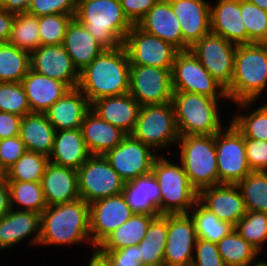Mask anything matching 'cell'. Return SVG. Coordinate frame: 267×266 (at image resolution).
<instances>
[{"instance_id":"14","label":"cell","mask_w":267,"mask_h":266,"mask_svg":"<svg viewBox=\"0 0 267 266\" xmlns=\"http://www.w3.org/2000/svg\"><path fill=\"white\" fill-rule=\"evenodd\" d=\"M173 92L170 69L130 65L129 94L141 106L169 103Z\"/></svg>"},{"instance_id":"44","label":"cell","mask_w":267,"mask_h":266,"mask_svg":"<svg viewBox=\"0 0 267 266\" xmlns=\"http://www.w3.org/2000/svg\"><path fill=\"white\" fill-rule=\"evenodd\" d=\"M241 16L246 28V44L267 43V11L241 0Z\"/></svg>"},{"instance_id":"49","label":"cell","mask_w":267,"mask_h":266,"mask_svg":"<svg viewBox=\"0 0 267 266\" xmlns=\"http://www.w3.org/2000/svg\"><path fill=\"white\" fill-rule=\"evenodd\" d=\"M26 151L19 135L0 140V173H5Z\"/></svg>"},{"instance_id":"55","label":"cell","mask_w":267,"mask_h":266,"mask_svg":"<svg viewBox=\"0 0 267 266\" xmlns=\"http://www.w3.org/2000/svg\"><path fill=\"white\" fill-rule=\"evenodd\" d=\"M8 180L5 173H0V218L10 211Z\"/></svg>"},{"instance_id":"53","label":"cell","mask_w":267,"mask_h":266,"mask_svg":"<svg viewBox=\"0 0 267 266\" xmlns=\"http://www.w3.org/2000/svg\"><path fill=\"white\" fill-rule=\"evenodd\" d=\"M21 120V116L0 111V140L18 136Z\"/></svg>"},{"instance_id":"52","label":"cell","mask_w":267,"mask_h":266,"mask_svg":"<svg viewBox=\"0 0 267 266\" xmlns=\"http://www.w3.org/2000/svg\"><path fill=\"white\" fill-rule=\"evenodd\" d=\"M159 0H120L124 15L137 24Z\"/></svg>"},{"instance_id":"32","label":"cell","mask_w":267,"mask_h":266,"mask_svg":"<svg viewBox=\"0 0 267 266\" xmlns=\"http://www.w3.org/2000/svg\"><path fill=\"white\" fill-rule=\"evenodd\" d=\"M56 129L48 121L45 113H29L22 117L20 125V139L27 151L41 153L49 157L55 137Z\"/></svg>"},{"instance_id":"24","label":"cell","mask_w":267,"mask_h":266,"mask_svg":"<svg viewBox=\"0 0 267 266\" xmlns=\"http://www.w3.org/2000/svg\"><path fill=\"white\" fill-rule=\"evenodd\" d=\"M211 32L235 45L246 44L241 0H217L210 5Z\"/></svg>"},{"instance_id":"48","label":"cell","mask_w":267,"mask_h":266,"mask_svg":"<svg viewBox=\"0 0 267 266\" xmlns=\"http://www.w3.org/2000/svg\"><path fill=\"white\" fill-rule=\"evenodd\" d=\"M191 266H226L216 243L198 238Z\"/></svg>"},{"instance_id":"2","label":"cell","mask_w":267,"mask_h":266,"mask_svg":"<svg viewBox=\"0 0 267 266\" xmlns=\"http://www.w3.org/2000/svg\"><path fill=\"white\" fill-rule=\"evenodd\" d=\"M266 88L267 43L237 45L232 81L225 89L228 102L248 109Z\"/></svg>"},{"instance_id":"56","label":"cell","mask_w":267,"mask_h":266,"mask_svg":"<svg viewBox=\"0 0 267 266\" xmlns=\"http://www.w3.org/2000/svg\"><path fill=\"white\" fill-rule=\"evenodd\" d=\"M32 0H0V6L13 14L26 13Z\"/></svg>"},{"instance_id":"51","label":"cell","mask_w":267,"mask_h":266,"mask_svg":"<svg viewBox=\"0 0 267 266\" xmlns=\"http://www.w3.org/2000/svg\"><path fill=\"white\" fill-rule=\"evenodd\" d=\"M110 261L112 266H140L139 244L117 250H99Z\"/></svg>"},{"instance_id":"10","label":"cell","mask_w":267,"mask_h":266,"mask_svg":"<svg viewBox=\"0 0 267 266\" xmlns=\"http://www.w3.org/2000/svg\"><path fill=\"white\" fill-rule=\"evenodd\" d=\"M171 78L173 91L228 98L225 88L208 73L190 49L177 52Z\"/></svg>"},{"instance_id":"20","label":"cell","mask_w":267,"mask_h":266,"mask_svg":"<svg viewBox=\"0 0 267 266\" xmlns=\"http://www.w3.org/2000/svg\"><path fill=\"white\" fill-rule=\"evenodd\" d=\"M198 201L219 220L234 227L247 212L237 185L220 184L205 188L198 193Z\"/></svg>"},{"instance_id":"17","label":"cell","mask_w":267,"mask_h":266,"mask_svg":"<svg viewBox=\"0 0 267 266\" xmlns=\"http://www.w3.org/2000/svg\"><path fill=\"white\" fill-rule=\"evenodd\" d=\"M133 214L122 193L102 198L89 204L92 248L95 249L108 235L125 223Z\"/></svg>"},{"instance_id":"54","label":"cell","mask_w":267,"mask_h":266,"mask_svg":"<svg viewBox=\"0 0 267 266\" xmlns=\"http://www.w3.org/2000/svg\"><path fill=\"white\" fill-rule=\"evenodd\" d=\"M14 19L15 14L5 11L0 6V43L9 40Z\"/></svg>"},{"instance_id":"6","label":"cell","mask_w":267,"mask_h":266,"mask_svg":"<svg viewBox=\"0 0 267 266\" xmlns=\"http://www.w3.org/2000/svg\"><path fill=\"white\" fill-rule=\"evenodd\" d=\"M164 155L157 156L152 173L159 185L161 195L160 214H188L198 201V192L192 187L181 162L173 163Z\"/></svg>"},{"instance_id":"5","label":"cell","mask_w":267,"mask_h":266,"mask_svg":"<svg viewBox=\"0 0 267 266\" xmlns=\"http://www.w3.org/2000/svg\"><path fill=\"white\" fill-rule=\"evenodd\" d=\"M228 98H211L205 95L174 91L172 105L180 136L215 135L222 128L220 102Z\"/></svg>"},{"instance_id":"22","label":"cell","mask_w":267,"mask_h":266,"mask_svg":"<svg viewBox=\"0 0 267 266\" xmlns=\"http://www.w3.org/2000/svg\"><path fill=\"white\" fill-rule=\"evenodd\" d=\"M47 206L69 203L80 199L76 170L49 162L41 179Z\"/></svg>"},{"instance_id":"39","label":"cell","mask_w":267,"mask_h":266,"mask_svg":"<svg viewBox=\"0 0 267 266\" xmlns=\"http://www.w3.org/2000/svg\"><path fill=\"white\" fill-rule=\"evenodd\" d=\"M237 186L247 211L267 214V172L252 171Z\"/></svg>"},{"instance_id":"57","label":"cell","mask_w":267,"mask_h":266,"mask_svg":"<svg viewBox=\"0 0 267 266\" xmlns=\"http://www.w3.org/2000/svg\"><path fill=\"white\" fill-rule=\"evenodd\" d=\"M259 8L267 11V0H248Z\"/></svg>"},{"instance_id":"58","label":"cell","mask_w":267,"mask_h":266,"mask_svg":"<svg viewBox=\"0 0 267 266\" xmlns=\"http://www.w3.org/2000/svg\"><path fill=\"white\" fill-rule=\"evenodd\" d=\"M253 266H267V262L262 259V261H257Z\"/></svg>"},{"instance_id":"18","label":"cell","mask_w":267,"mask_h":266,"mask_svg":"<svg viewBox=\"0 0 267 266\" xmlns=\"http://www.w3.org/2000/svg\"><path fill=\"white\" fill-rule=\"evenodd\" d=\"M30 64L33 71L59 80L70 89L78 87L79 72L63 45H40L30 53Z\"/></svg>"},{"instance_id":"34","label":"cell","mask_w":267,"mask_h":266,"mask_svg":"<svg viewBox=\"0 0 267 266\" xmlns=\"http://www.w3.org/2000/svg\"><path fill=\"white\" fill-rule=\"evenodd\" d=\"M166 240L167 214H160L152 219L144 238L139 243L141 264L164 266Z\"/></svg>"},{"instance_id":"11","label":"cell","mask_w":267,"mask_h":266,"mask_svg":"<svg viewBox=\"0 0 267 266\" xmlns=\"http://www.w3.org/2000/svg\"><path fill=\"white\" fill-rule=\"evenodd\" d=\"M80 198L88 204L121 194L125 181L103 155H91L77 170Z\"/></svg>"},{"instance_id":"37","label":"cell","mask_w":267,"mask_h":266,"mask_svg":"<svg viewBox=\"0 0 267 266\" xmlns=\"http://www.w3.org/2000/svg\"><path fill=\"white\" fill-rule=\"evenodd\" d=\"M30 69L29 52L8 42L0 43V82H21Z\"/></svg>"},{"instance_id":"30","label":"cell","mask_w":267,"mask_h":266,"mask_svg":"<svg viewBox=\"0 0 267 266\" xmlns=\"http://www.w3.org/2000/svg\"><path fill=\"white\" fill-rule=\"evenodd\" d=\"M90 156L80 128L56 131L49 162L77 171Z\"/></svg>"},{"instance_id":"45","label":"cell","mask_w":267,"mask_h":266,"mask_svg":"<svg viewBox=\"0 0 267 266\" xmlns=\"http://www.w3.org/2000/svg\"><path fill=\"white\" fill-rule=\"evenodd\" d=\"M73 18L64 14L38 17L40 45H62L67 26Z\"/></svg>"},{"instance_id":"27","label":"cell","mask_w":267,"mask_h":266,"mask_svg":"<svg viewBox=\"0 0 267 266\" xmlns=\"http://www.w3.org/2000/svg\"><path fill=\"white\" fill-rule=\"evenodd\" d=\"M145 32L182 50V31L168 0H159L137 23Z\"/></svg>"},{"instance_id":"47","label":"cell","mask_w":267,"mask_h":266,"mask_svg":"<svg viewBox=\"0 0 267 266\" xmlns=\"http://www.w3.org/2000/svg\"><path fill=\"white\" fill-rule=\"evenodd\" d=\"M76 9L75 0H32L26 13L37 17L64 14L75 18Z\"/></svg>"},{"instance_id":"7","label":"cell","mask_w":267,"mask_h":266,"mask_svg":"<svg viewBox=\"0 0 267 266\" xmlns=\"http://www.w3.org/2000/svg\"><path fill=\"white\" fill-rule=\"evenodd\" d=\"M180 161L190 184L199 193L219 185L215 135L180 136Z\"/></svg>"},{"instance_id":"31","label":"cell","mask_w":267,"mask_h":266,"mask_svg":"<svg viewBox=\"0 0 267 266\" xmlns=\"http://www.w3.org/2000/svg\"><path fill=\"white\" fill-rule=\"evenodd\" d=\"M122 194L134 214L159 215L161 191L152 172L125 182Z\"/></svg>"},{"instance_id":"36","label":"cell","mask_w":267,"mask_h":266,"mask_svg":"<svg viewBox=\"0 0 267 266\" xmlns=\"http://www.w3.org/2000/svg\"><path fill=\"white\" fill-rule=\"evenodd\" d=\"M8 186L12 209L41 214L47 208L41 181H8Z\"/></svg>"},{"instance_id":"4","label":"cell","mask_w":267,"mask_h":266,"mask_svg":"<svg viewBox=\"0 0 267 266\" xmlns=\"http://www.w3.org/2000/svg\"><path fill=\"white\" fill-rule=\"evenodd\" d=\"M75 18L105 49L123 45L133 26L120 0H83L77 4Z\"/></svg>"},{"instance_id":"19","label":"cell","mask_w":267,"mask_h":266,"mask_svg":"<svg viewBox=\"0 0 267 266\" xmlns=\"http://www.w3.org/2000/svg\"><path fill=\"white\" fill-rule=\"evenodd\" d=\"M182 31V50H188L211 32L210 5L207 0H168Z\"/></svg>"},{"instance_id":"59","label":"cell","mask_w":267,"mask_h":266,"mask_svg":"<svg viewBox=\"0 0 267 266\" xmlns=\"http://www.w3.org/2000/svg\"><path fill=\"white\" fill-rule=\"evenodd\" d=\"M81 1H83V0H75L76 4H78V3L81 2Z\"/></svg>"},{"instance_id":"40","label":"cell","mask_w":267,"mask_h":266,"mask_svg":"<svg viewBox=\"0 0 267 266\" xmlns=\"http://www.w3.org/2000/svg\"><path fill=\"white\" fill-rule=\"evenodd\" d=\"M49 157L41 153L26 151L6 172L8 181H41Z\"/></svg>"},{"instance_id":"29","label":"cell","mask_w":267,"mask_h":266,"mask_svg":"<svg viewBox=\"0 0 267 266\" xmlns=\"http://www.w3.org/2000/svg\"><path fill=\"white\" fill-rule=\"evenodd\" d=\"M62 45L78 72L105 50L76 18L68 24Z\"/></svg>"},{"instance_id":"1","label":"cell","mask_w":267,"mask_h":266,"mask_svg":"<svg viewBox=\"0 0 267 266\" xmlns=\"http://www.w3.org/2000/svg\"><path fill=\"white\" fill-rule=\"evenodd\" d=\"M130 61L124 45L105 49L79 72L78 88L89 103L129 93Z\"/></svg>"},{"instance_id":"26","label":"cell","mask_w":267,"mask_h":266,"mask_svg":"<svg viewBox=\"0 0 267 266\" xmlns=\"http://www.w3.org/2000/svg\"><path fill=\"white\" fill-rule=\"evenodd\" d=\"M80 129L91 155H104L127 136L120 128L103 120L91 109L85 114Z\"/></svg>"},{"instance_id":"43","label":"cell","mask_w":267,"mask_h":266,"mask_svg":"<svg viewBox=\"0 0 267 266\" xmlns=\"http://www.w3.org/2000/svg\"><path fill=\"white\" fill-rule=\"evenodd\" d=\"M237 112L231 119L245 139L267 141V102L259 105L252 113Z\"/></svg>"},{"instance_id":"35","label":"cell","mask_w":267,"mask_h":266,"mask_svg":"<svg viewBox=\"0 0 267 266\" xmlns=\"http://www.w3.org/2000/svg\"><path fill=\"white\" fill-rule=\"evenodd\" d=\"M217 247L226 266H253L261 254L235 229L223 237Z\"/></svg>"},{"instance_id":"8","label":"cell","mask_w":267,"mask_h":266,"mask_svg":"<svg viewBox=\"0 0 267 266\" xmlns=\"http://www.w3.org/2000/svg\"><path fill=\"white\" fill-rule=\"evenodd\" d=\"M130 135L155 153L160 149L176 146L180 135L172 102L141 106L134 130Z\"/></svg>"},{"instance_id":"21","label":"cell","mask_w":267,"mask_h":266,"mask_svg":"<svg viewBox=\"0 0 267 266\" xmlns=\"http://www.w3.org/2000/svg\"><path fill=\"white\" fill-rule=\"evenodd\" d=\"M41 214L33 211H10L0 218V251L11 249L25 239L32 245H39ZM11 247V248H10Z\"/></svg>"},{"instance_id":"42","label":"cell","mask_w":267,"mask_h":266,"mask_svg":"<svg viewBox=\"0 0 267 266\" xmlns=\"http://www.w3.org/2000/svg\"><path fill=\"white\" fill-rule=\"evenodd\" d=\"M234 229L249 244L260 253L263 252L267 242V214L256 211H247L238 221Z\"/></svg>"},{"instance_id":"60","label":"cell","mask_w":267,"mask_h":266,"mask_svg":"<svg viewBox=\"0 0 267 266\" xmlns=\"http://www.w3.org/2000/svg\"><path fill=\"white\" fill-rule=\"evenodd\" d=\"M140 266H154V265L141 264Z\"/></svg>"},{"instance_id":"46","label":"cell","mask_w":267,"mask_h":266,"mask_svg":"<svg viewBox=\"0 0 267 266\" xmlns=\"http://www.w3.org/2000/svg\"><path fill=\"white\" fill-rule=\"evenodd\" d=\"M0 111L21 117L31 113L21 82H0Z\"/></svg>"},{"instance_id":"12","label":"cell","mask_w":267,"mask_h":266,"mask_svg":"<svg viewBox=\"0 0 267 266\" xmlns=\"http://www.w3.org/2000/svg\"><path fill=\"white\" fill-rule=\"evenodd\" d=\"M130 65L152 66L172 69L179 51L171 43L149 34L133 24L123 43Z\"/></svg>"},{"instance_id":"3","label":"cell","mask_w":267,"mask_h":266,"mask_svg":"<svg viewBox=\"0 0 267 266\" xmlns=\"http://www.w3.org/2000/svg\"><path fill=\"white\" fill-rule=\"evenodd\" d=\"M91 245L89 204L83 199L47 208L41 213L40 246Z\"/></svg>"},{"instance_id":"33","label":"cell","mask_w":267,"mask_h":266,"mask_svg":"<svg viewBox=\"0 0 267 266\" xmlns=\"http://www.w3.org/2000/svg\"><path fill=\"white\" fill-rule=\"evenodd\" d=\"M155 215L133 214L125 223L108 235L96 248L117 250L138 245L144 238Z\"/></svg>"},{"instance_id":"28","label":"cell","mask_w":267,"mask_h":266,"mask_svg":"<svg viewBox=\"0 0 267 266\" xmlns=\"http://www.w3.org/2000/svg\"><path fill=\"white\" fill-rule=\"evenodd\" d=\"M31 112L45 113L70 88L63 82L30 69L21 81Z\"/></svg>"},{"instance_id":"25","label":"cell","mask_w":267,"mask_h":266,"mask_svg":"<svg viewBox=\"0 0 267 266\" xmlns=\"http://www.w3.org/2000/svg\"><path fill=\"white\" fill-rule=\"evenodd\" d=\"M91 109L87 97L77 88L69 89L45 112L56 131L81 128L85 114Z\"/></svg>"},{"instance_id":"41","label":"cell","mask_w":267,"mask_h":266,"mask_svg":"<svg viewBox=\"0 0 267 266\" xmlns=\"http://www.w3.org/2000/svg\"><path fill=\"white\" fill-rule=\"evenodd\" d=\"M7 42L29 53L36 50L40 46L38 17L28 13L16 14Z\"/></svg>"},{"instance_id":"13","label":"cell","mask_w":267,"mask_h":266,"mask_svg":"<svg viewBox=\"0 0 267 266\" xmlns=\"http://www.w3.org/2000/svg\"><path fill=\"white\" fill-rule=\"evenodd\" d=\"M189 49L217 82L225 89L230 85L237 45L209 32Z\"/></svg>"},{"instance_id":"38","label":"cell","mask_w":267,"mask_h":266,"mask_svg":"<svg viewBox=\"0 0 267 266\" xmlns=\"http://www.w3.org/2000/svg\"><path fill=\"white\" fill-rule=\"evenodd\" d=\"M193 219L197 238L218 243L223 237L228 235L234 226L221 221L218 217L197 201L188 213Z\"/></svg>"},{"instance_id":"15","label":"cell","mask_w":267,"mask_h":266,"mask_svg":"<svg viewBox=\"0 0 267 266\" xmlns=\"http://www.w3.org/2000/svg\"><path fill=\"white\" fill-rule=\"evenodd\" d=\"M103 156L118 175L128 182L151 173L158 155L143 142L127 135L119 145Z\"/></svg>"},{"instance_id":"23","label":"cell","mask_w":267,"mask_h":266,"mask_svg":"<svg viewBox=\"0 0 267 266\" xmlns=\"http://www.w3.org/2000/svg\"><path fill=\"white\" fill-rule=\"evenodd\" d=\"M140 108L141 105L129 93L102 97L91 103L93 112L127 135L134 130Z\"/></svg>"},{"instance_id":"16","label":"cell","mask_w":267,"mask_h":266,"mask_svg":"<svg viewBox=\"0 0 267 266\" xmlns=\"http://www.w3.org/2000/svg\"><path fill=\"white\" fill-rule=\"evenodd\" d=\"M197 239L189 214H167L164 266H191Z\"/></svg>"},{"instance_id":"9","label":"cell","mask_w":267,"mask_h":266,"mask_svg":"<svg viewBox=\"0 0 267 266\" xmlns=\"http://www.w3.org/2000/svg\"><path fill=\"white\" fill-rule=\"evenodd\" d=\"M215 147L219 185H237L252 172L246 158L245 138L232 122L215 134Z\"/></svg>"},{"instance_id":"50","label":"cell","mask_w":267,"mask_h":266,"mask_svg":"<svg viewBox=\"0 0 267 266\" xmlns=\"http://www.w3.org/2000/svg\"><path fill=\"white\" fill-rule=\"evenodd\" d=\"M245 152L252 171L267 172V141L245 139Z\"/></svg>"}]
</instances>
